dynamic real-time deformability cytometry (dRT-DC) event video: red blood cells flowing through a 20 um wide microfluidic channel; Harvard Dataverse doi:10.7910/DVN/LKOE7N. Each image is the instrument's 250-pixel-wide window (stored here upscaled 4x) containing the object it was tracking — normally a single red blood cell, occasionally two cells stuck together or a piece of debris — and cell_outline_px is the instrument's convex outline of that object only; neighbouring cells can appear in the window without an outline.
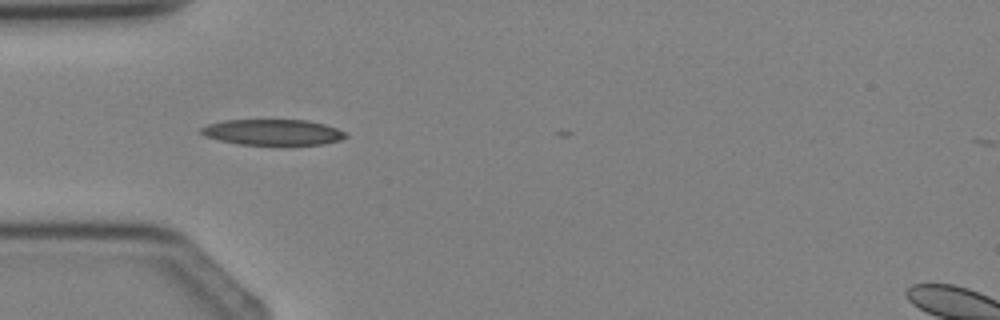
{"species": "Egyptian fruit bat (a non-hibernating species)", "species_latin": "Rousettus aegyptiacus", "temperature_condition": "cold", "stored_images_in_passage": 1, "camera_frame_rate_fps": 3000, "um_per_image_px": 0.085, "animal": {"sex": "female"}, "frame": {"image": 1, "passage_image": 1, "time_ms": 0.0, "image_size_px": [1000, 320], "cell_outline_px": [[348, 136], [340, 140], [324, 144], [288, 148], [240, 144], [220, 140], [204, 136], [200, 132], [200, 128], [208, 124], [224, 120], [308, 120], [324, 124], [336, 128], [344, 132]], "centroid_in_image_um": [23.23, 11.29], "position_along_channel_um": 61.8, "area_um2": 22.72}}